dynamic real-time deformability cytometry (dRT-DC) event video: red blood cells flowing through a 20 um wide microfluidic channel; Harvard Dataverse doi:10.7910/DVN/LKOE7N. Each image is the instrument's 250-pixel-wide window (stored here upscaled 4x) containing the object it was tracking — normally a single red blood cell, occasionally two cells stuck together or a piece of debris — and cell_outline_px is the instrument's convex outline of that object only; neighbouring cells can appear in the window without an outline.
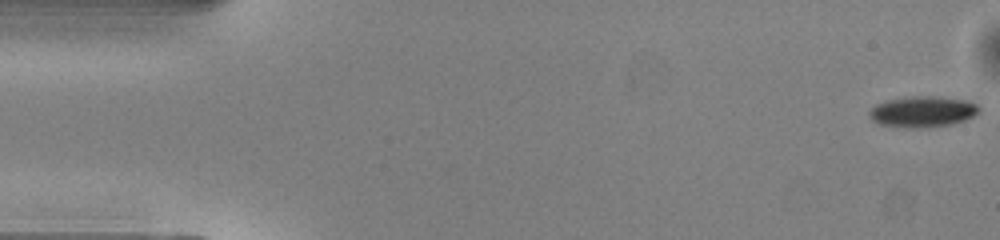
{"species": "common noctule bat (a hibernating species)", "species_latin": "Nyctalus noctula", "temperature_condition": "warm", "stored_images_in_passage": 9, "camera_frame_rate_fps": 3000, "um_per_image_px": 0.085, "animal": {"sex": "male", "body_mass_g": 13.0, "forearm_length_mm": 53.1}, "frame": {"image": 1, "passage_image": 1, "time_ms": 0.0, "image_size_px": [1000, 240], "cell_outline_px": [[980, 112], [964, 120], [952, 124], [928, 128], [908, 128], [876, 124], [868, 116], [868, 112], [876, 104], [888, 100], [912, 96], [940, 96], [968, 100], [976, 104], [980, 108]], "centroid_in_image_um": [78.42, 9.5], "position_along_channel_um": 6.6, "area_um2": 20.11}}